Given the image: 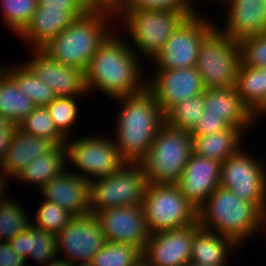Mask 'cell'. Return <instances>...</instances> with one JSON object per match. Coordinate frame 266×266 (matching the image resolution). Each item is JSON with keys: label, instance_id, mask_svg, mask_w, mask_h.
<instances>
[{"label": "cell", "instance_id": "4fadbf2b", "mask_svg": "<svg viewBox=\"0 0 266 266\" xmlns=\"http://www.w3.org/2000/svg\"><path fill=\"white\" fill-rule=\"evenodd\" d=\"M56 236L59 258L74 265L91 262L106 243L100 222L92 213L74 216Z\"/></svg>", "mask_w": 266, "mask_h": 266}, {"label": "cell", "instance_id": "44dd1931", "mask_svg": "<svg viewBox=\"0 0 266 266\" xmlns=\"http://www.w3.org/2000/svg\"><path fill=\"white\" fill-rule=\"evenodd\" d=\"M203 101L208 115L223 118L230 127L239 129L245 136V131L257 123L258 119L241 101L236 86L205 89Z\"/></svg>", "mask_w": 266, "mask_h": 266}, {"label": "cell", "instance_id": "c3c4849f", "mask_svg": "<svg viewBox=\"0 0 266 266\" xmlns=\"http://www.w3.org/2000/svg\"><path fill=\"white\" fill-rule=\"evenodd\" d=\"M187 265L188 266H206V265H203V264H200V263H194V262H191V261H189Z\"/></svg>", "mask_w": 266, "mask_h": 266}, {"label": "cell", "instance_id": "7c38bea8", "mask_svg": "<svg viewBox=\"0 0 266 266\" xmlns=\"http://www.w3.org/2000/svg\"><path fill=\"white\" fill-rule=\"evenodd\" d=\"M215 26L210 17L197 11L176 28L151 62L156 69L195 67L200 45Z\"/></svg>", "mask_w": 266, "mask_h": 266}, {"label": "cell", "instance_id": "f35d334b", "mask_svg": "<svg viewBox=\"0 0 266 266\" xmlns=\"http://www.w3.org/2000/svg\"><path fill=\"white\" fill-rule=\"evenodd\" d=\"M195 0H128L126 9L196 11Z\"/></svg>", "mask_w": 266, "mask_h": 266}, {"label": "cell", "instance_id": "9c48e42d", "mask_svg": "<svg viewBox=\"0 0 266 266\" xmlns=\"http://www.w3.org/2000/svg\"><path fill=\"white\" fill-rule=\"evenodd\" d=\"M147 184L142 164L126 162L115 173L90 182V213L142 204Z\"/></svg>", "mask_w": 266, "mask_h": 266}, {"label": "cell", "instance_id": "ee69618b", "mask_svg": "<svg viewBox=\"0 0 266 266\" xmlns=\"http://www.w3.org/2000/svg\"><path fill=\"white\" fill-rule=\"evenodd\" d=\"M16 128L15 124H11L9 127H4L0 129V161L5 156L6 150L10 145L14 129Z\"/></svg>", "mask_w": 266, "mask_h": 266}, {"label": "cell", "instance_id": "3957f363", "mask_svg": "<svg viewBox=\"0 0 266 266\" xmlns=\"http://www.w3.org/2000/svg\"><path fill=\"white\" fill-rule=\"evenodd\" d=\"M197 221L200 227L229 237L240 248L266 227V215L254 203L221 186L197 209Z\"/></svg>", "mask_w": 266, "mask_h": 266}, {"label": "cell", "instance_id": "ba28073f", "mask_svg": "<svg viewBox=\"0 0 266 266\" xmlns=\"http://www.w3.org/2000/svg\"><path fill=\"white\" fill-rule=\"evenodd\" d=\"M240 62L238 42L214 27L200 45L195 67L205 89L226 88L236 86Z\"/></svg>", "mask_w": 266, "mask_h": 266}, {"label": "cell", "instance_id": "52a82bcc", "mask_svg": "<svg viewBox=\"0 0 266 266\" xmlns=\"http://www.w3.org/2000/svg\"><path fill=\"white\" fill-rule=\"evenodd\" d=\"M142 208L151 234L197 222V208L185 198L176 184L148 183Z\"/></svg>", "mask_w": 266, "mask_h": 266}, {"label": "cell", "instance_id": "6da1fadb", "mask_svg": "<svg viewBox=\"0 0 266 266\" xmlns=\"http://www.w3.org/2000/svg\"><path fill=\"white\" fill-rule=\"evenodd\" d=\"M115 33L94 53L85 71L89 93L97 89L113 100L136 95L146 89L142 59L131 49L129 42Z\"/></svg>", "mask_w": 266, "mask_h": 266}, {"label": "cell", "instance_id": "603a6c76", "mask_svg": "<svg viewBox=\"0 0 266 266\" xmlns=\"http://www.w3.org/2000/svg\"><path fill=\"white\" fill-rule=\"evenodd\" d=\"M74 20L75 18L64 8L37 7L30 22L18 36L32 49H42Z\"/></svg>", "mask_w": 266, "mask_h": 266}, {"label": "cell", "instance_id": "e0dca14e", "mask_svg": "<svg viewBox=\"0 0 266 266\" xmlns=\"http://www.w3.org/2000/svg\"><path fill=\"white\" fill-rule=\"evenodd\" d=\"M33 57L24 62L35 75L51 87L56 96L78 97L89 94L85 71L65 66L52 59L42 49H32Z\"/></svg>", "mask_w": 266, "mask_h": 266}, {"label": "cell", "instance_id": "74e56055", "mask_svg": "<svg viewBox=\"0 0 266 266\" xmlns=\"http://www.w3.org/2000/svg\"><path fill=\"white\" fill-rule=\"evenodd\" d=\"M241 63L247 67L266 65V33L249 36L238 42Z\"/></svg>", "mask_w": 266, "mask_h": 266}, {"label": "cell", "instance_id": "f546056e", "mask_svg": "<svg viewBox=\"0 0 266 266\" xmlns=\"http://www.w3.org/2000/svg\"><path fill=\"white\" fill-rule=\"evenodd\" d=\"M1 67L13 78L19 91L35 106L46 107L57 97L54 90L41 81L24 62L17 63V66L1 64Z\"/></svg>", "mask_w": 266, "mask_h": 266}, {"label": "cell", "instance_id": "d590c367", "mask_svg": "<svg viewBox=\"0 0 266 266\" xmlns=\"http://www.w3.org/2000/svg\"><path fill=\"white\" fill-rule=\"evenodd\" d=\"M3 21L18 36L35 13L37 0H0Z\"/></svg>", "mask_w": 266, "mask_h": 266}, {"label": "cell", "instance_id": "8fae6325", "mask_svg": "<svg viewBox=\"0 0 266 266\" xmlns=\"http://www.w3.org/2000/svg\"><path fill=\"white\" fill-rule=\"evenodd\" d=\"M243 146L221 165L220 186L266 215V166Z\"/></svg>", "mask_w": 266, "mask_h": 266}, {"label": "cell", "instance_id": "7402d4cb", "mask_svg": "<svg viewBox=\"0 0 266 266\" xmlns=\"http://www.w3.org/2000/svg\"><path fill=\"white\" fill-rule=\"evenodd\" d=\"M54 146L49 139L32 136L16 126L5 156L0 161V177L7 182L16 178L32 159L45 155Z\"/></svg>", "mask_w": 266, "mask_h": 266}, {"label": "cell", "instance_id": "d4e9b609", "mask_svg": "<svg viewBox=\"0 0 266 266\" xmlns=\"http://www.w3.org/2000/svg\"><path fill=\"white\" fill-rule=\"evenodd\" d=\"M8 242L23 258L28 260L31 257L41 266L58 257L56 234L37 228L33 224Z\"/></svg>", "mask_w": 266, "mask_h": 266}, {"label": "cell", "instance_id": "30bf717a", "mask_svg": "<svg viewBox=\"0 0 266 266\" xmlns=\"http://www.w3.org/2000/svg\"><path fill=\"white\" fill-rule=\"evenodd\" d=\"M64 146L66 162L78 169L72 172L88 182L115 173L126 163L114 140L105 135L68 138Z\"/></svg>", "mask_w": 266, "mask_h": 266}, {"label": "cell", "instance_id": "5b68a950", "mask_svg": "<svg viewBox=\"0 0 266 266\" xmlns=\"http://www.w3.org/2000/svg\"><path fill=\"white\" fill-rule=\"evenodd\" d=\"M193 153L189 131L164 123L157 132L148 155L140 162L148 183L176 184Z\"/></svg>", "mask_w": 266, "mask_h": 266}, {"label": "cell", "instance_id": "f1b7e54d", "mask_svg": "<svg viewBox=\"0 0 266 266\" xmlns=\"http://www.w3.org/2000/svg\"><path fill=\"white\" fill-rule=\"evenodd\" d=\"M35 107V104L19 91L13 78L0 66V114L17 126Z\"/></svg>", "mask_w": 266, "mask_h": 266}, {"label": "cell", "instance_id": "5bb4252c", "mask_svg": "<svg viewBox=\"0 0 266 266\" xmlns=\"http://www.w3.org/2000/svg\"><path fill=\"white\" fill-rule=\"evenodd\" d=\"M155 73V74H154ZM146 78V89L165 114L172 106L203 94L205 88L196 67L156 69ZM148 79V80H147Z\"/></svg>", "mask_w": 266, "mask_h": 266}, {"label": "cell", "instance_id": "7bdbcfd3", "mask_svg": "<svg viewBox=\"0 0 266 266\" xmlns=\"http://www.w3.org/2000/svg\"><path fill=\"white\" fill-rule=\"evenodd\" d=\"M26 261L10 247L8 241L0 243V266H28Z\"/></svg>", "mask_w": 266, "mask_h": 266}, {"label": "cell", "instance_id": "f907efd6", "mask_svg": "<svg viewBox=\"0 0 266 266\" xmlns=\"http://www.w3.org/2000/svg\"><path fill=\"white\" fill-rule=\"evenodd\" d=\"M2 228L0 227V243L5 242L6 240L4 239L3 233H2Z\"/></svg>", "mask_w": 266, "mask_h": 266}, {"label": "cell", "instance_id": "816d5d0a", "mask_svg": "<svg viewBox=\"0 0 266 266\" xmlns=\"http://www.w3.org/2000/svg\"><path fill=\"white\" fill-rule=\"evenodd\" d=\"M264 73H266V65L260 68Z\"/></svg>", "mask_w": 266, "mask_h": 266}, {"label": "cell", "instance_id": "d6986e66", "mask_svg": "<svg viewBox=\"0 0 266 266\" xmlns=\"http://www.w3.org/2000/svg\"><path fill=\"white\" fill-rule=\"evenodd\" d=\"M227 4L225 24L215 26L221 33L239 42L266 33V0H214Z\"/></svg>", "mask_w": 266, "mask_h": 266}, {"label": "cell", "instance_id": "2e32d148", "mask_svg": "<svg viewBox=\"0 0 266 266\" xmlns=\"http://www.w3.org/2000/svg\"><path fill=\"white\" fill-rule=\"evenodd\" d=\"M106 241L138 246L142 251L150 231L142 204L105 209L96 214Z\"/></svg>", "mask_w": 266, "mask_h": 266}, {"label": "cell", "instance_id": "ab89813d", "mask_svg": "<svg viewBox=\"0 0 266 266\" xmlns=\"http://www.w3.org/2000/svg\"><path fill=\"white\" fill-rule=\"evenodd\" d=\"M128 0H82L86 12L104 13L116 20L126 10Z\"/></svg>", "mask_w": 266, "mask_h": 266}, {"label": "cell", "instance_id": "b9f144b4", "mask_svg": "<svg viewBox=\"0 0 266 266\" xmlns=\"http://www.w3.org/2000/svg\"><path fill=\"white\" fill-rule=\"evenodd\" d=\"M38 7L66 9L75 19L86 13L82 0H37Z\"/></svg>", "mask_w": 266, "mask_h": 266}, {"label": "cell", "instance_id": "484cf974", "mask_svg": "<svg viewBox=\"0 0 266 266\" xmlns=\"http://www.w3.org/2000/svg\"><path fill=\"white\" fill-rule=\"evenodd\" d=\"M236 90L243 104L258 121L266 116V73L260 68L247 67L240 62Z\"/></svg>", "mask_w": 266, "mask_h": 266}, {"label": "cell", "instance_id": "8992f818", "mask_svg": "<svg viewBox=\"0 0 266 266\" xmlns=\"http://www.w3.org/2000/svg\"><path fill=\"white\" fill-rule=\"evenodd\" d=\"M197 11L126 9L118 18L132 42L131 49L141 59H153L176 28ZM135 47H134V46ZM135 49V50H134ZM144 56L143 58L141 56ZM147 57V58H146Z\"/></svg>", "mask_w": 266, "mask_h": 266}, {"label": "cell", "instance_id": "4dcf8cb0", "mask_svg": "<svg viewBox=\"0 0 266 266\" xmlns=\"http://www.w3.org/2000/svg\"><path fill=\"white\" fill-rule=\"evenodd\" d=\"M91 262L95 266H137L142 262V250L135 245L106 241Z\"/></svg>", "mask_w": 266, "mask_h": 266}, {"label": "cell", "instance_id": "60d3db41", "mask_svg": "<svg viewBox=\"0 0 266 266\" xmlns=\"http://www.w3.org/2000/svg\"><path fill=\"white\" fill-rule=\"evenodd\" d=\"M231 128L223 118L208 115L205 110L195 127L190 131L191 136H205L212 133L222 132Z\"/></svg>", "mask_w": 266, "mask_h": 266}, {"label": "cell", "instance_id": "9a60e30c", "mask_svg": "<svg viewBox=\"0 0 266 266\" xmlns=\"http://www.w3.org/2000/svg\"><path fill=\"white\" fill-rule=\"evenodd\" d=\"M197 222L183 228L152 233L142 251L147 266H184L190 261Z\"/></svg>", "mask_w": 266, "mask_h": 266}, {"label": "cell", "instance_id": "277c9868", "mask_svg": "<svg viewBox=\"0 0 266 266\" xmlns=\"http://www.w3.org/2000/svg\"><path fill=\"white\" fill-rule=\"evenodd\" d=\"M114 19L104 13L86 12L42 50L60 64L86 71L94 53L115 31L110 24Z\"/></svg>", "mask_w": 266, "mask_h": 266}, {"label": "cell", "instance_id": "836d02e7", "mask_svg": "<svg viewBox=\"0 0 266 266\" xmlns=\"http://www.w3.org/2000/svg\"><path fill=\"white\" fill-rule=\"evenodd\" d=\"M30 219L19 201L5 197L0 202V227L6 241L25 231L32 224Z\"/></svg>", "mask_w": 266, "mask_h": 266}, {"label": "cell", "instance_id": "7dc6e473", "mask_svg": "<svg viewBox=\"0 0 266 266\" xmlns=\"http://www.w3.org/2000/svg\"><path fill=\"white\" fill-rule=\"evenodd\" d=\"M12 123L6 119L2 114H0V129L4 127H9Z\"/></svg>", "mask_w": 266, "mask_h": 266}, {"label": "cell", "instance_id": "ac0fdd59", "mask_svg": "<svg viewBox=\"0 0 266 266\" xmlns=\"http://www.w3.org/2000/svg\"><path fill=\"white\" fill-rule=\"evenodd\" d=\"M221 161L198 156L194 152L176 185L197 209L220 186Z\"/></svg>", "mask_w": 266, "mask_h": 266}, {"label": "cell", "instance_id": "ffe728a7", "mask_svg": "<svg viewBox=\"0 0 266 266\" xmlns=\"http://www.w3.org/2000/svg\"><path fill=\"white\" fill-rule=\"evenodd\" d=\"M67 169L44 185L39 194L74 216L86 215L90 213V182Z\"/></svg>", "mask_w": 266, "mask_h": 266}, {"label": "cell", "instance_id": "bcb514c9", "mask_svg": "<svg viewBox=\"0 0 266 266\" xmlns=\"http://www.w3.org/2000/svg\"><path fill=\"white\" fill-rule=\"evenodd\" d=\"M6 187H8V182L0 177V202L6 197V194H4L7 193V191L5 190Z\"/></svg>", "mask_w": 266, "mask_h": 266}, {"label": "cell", "instance_id": "7a4b0ae2", "mask_svg": "<svg viewBox=\"0 0 266 266\" xmlns=\"http://www.w3.org/2000/svg\"><path fill=\"white\" fill-rule=\"evenodd\" d=\"M117 101L120 109L114 123L115 145L126 162L140 163L165 123L164 113L147 89L136 95L116 98Z\"/></svg>", "mask_w": 266, "mask_h": 266}, {"label": "cell", "instance_id": "f5cc1de1", "mask_svg": "<svg viewBox=\"0 0 266 266\" xmlns=\"http://www.w3.org/2000/svg\"><path fill=\"white\" fill-rule=\"evenodd\" d=\"M137 266H147L143 261Z\"/></svg>", "mask_w": 266, "mask_h": 266}, {"label": "cell", "instance_id": "4316f807", "mask_svg": "<svg viewBox=\"0 0 266 266\" xmlns=\"http://www.w3.org/2000/svg\"><path fill=\"white\" fill-rule=\"evenodd\" d=\"M68 167L64 145H55L48 153L37 156L18 174L19 181L37 185L38 191Z\"/></svg>", "mask_w": 266, "mask_h": 266}, {"label": "cell", "instance_id": "d6a6232c", "mask_svg": "<svg viewBox=\"0 0 266 266\" xmlns=\"http://www.w3.org/2000/svg\"><path fill=\"white\" fill-rule=\"evenodd\" d=\"M17 127L32 136L49 139L54 145H64L66 142L55 127L46 107L36 106Z\"/></svg>", "mask_w": 266, "mask_h": 266}, {"label": "cell", "instance_id": "8d00e7d4", "mask_svg": "<svg viewBox=\"0 0 266 266\" xmlns=\"http://www.w3.org/2000/svg\"><path fill=\"white\" fill-rule=\"evenodd\" d=\"M35 219L32 224L47 232L58 234L74 217L68 210L58 206L55 202L46 201L43 199L39 208H37Z\"/></svg>", "mask_w": 266, "mask_h": 266}, {"label": "cell", "instance_id": "83f0119b", "mask_svg": "<svg viewBox=\"0 0 266 266\" xmlns=\"http://www.w3.org/2000/svg\"><path fill=\"white\" fill-rule=\"evenodd\" d=\"M192 138L193 152L196 155L221 162L234 155L246 139L239 129L232 127L222 132Z\"/></svg>", "mask_w": 266, "mask_h": 266}, {"label": "cell", "instance_id": "e575fe53", "mask_svg": "<svg viewBox=\"0 0 266 266\" xmlns=\"http://www.w3.org/2000/svg\"><path fill=\"white\" fill-rule=\"evenodd\" d=\"M76 98L57 96L46 106L55 127L65 139L70 138L71 131L69 129H73L72 125L79 119V104H77L78 99Z\"/></svg>", "mask_w": 266, "mask_h": 266}, {"label": "cell", "instance_id": "f6af8a7d", "mask_svg": "<svg viewBox=\"0 0 266 266\" xmlns=\"http://www.w3.org/2000/svg\"><path fill=\"white\" fill-rule=\"evenodd\" d=\"M46 266H75L73 263L70 261H67L66 259H62L57 257L53 261L49 262Z\"/></svg>", "mask_w": 266, "mask_h": 266}, {"label": "cell", "instance_id": "681fc988", "mask_svg": "<svg viewBox=\"0 0 266 266\" xmlns=\"http://www.w3.org/2000/svg\"><path fill=\"white\" fill-rule=\"evenodd\" d=\"M75 266H95V265L92 262H88V263H80Z\"/></svg>", "mask_w": 266, "mask_h": 266}, {"label": "cell", "instance_id": "cb8c5ba5", "mask_svg": "<svg viewBox=\"0 0 266 266\" xmlns=\"http://www.w3.org/2000/svg\"><path fill=\"white\" fill-rule=\"evenodd\" d=\"M237 247L240 248L229 237L200 227L194 235L190 261L206 266H226L228 256L238 250Z\"/></svg>", "mask_w": 266, "mask_h": 266}, {"label": "cell", "instance_id": "1f68e13d", "mask_svg": "<svg viewBox=\"0 0 266 266\" xmlns=\"http://www.w3.org/2000/svg\"><path fill=\"white\" fill-rule=\"evenodd\" d=\"M205 111L203 94L172 106L165 114V123L175 129L191 131Z\"/></svg>", "mask_w": 266, "mask_h": 266}]
</instances>
